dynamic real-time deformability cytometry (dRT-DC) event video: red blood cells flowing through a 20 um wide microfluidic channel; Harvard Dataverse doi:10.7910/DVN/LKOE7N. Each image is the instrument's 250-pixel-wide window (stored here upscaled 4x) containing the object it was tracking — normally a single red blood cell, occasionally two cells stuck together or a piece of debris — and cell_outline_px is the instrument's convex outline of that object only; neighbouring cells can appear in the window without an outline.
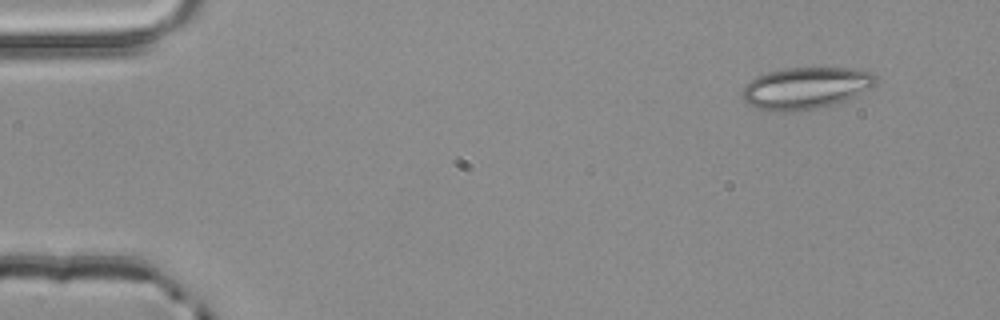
{"species": "common noctule bat (a hibernating species)", "species_latin": "Nyctalus noctula", "temperature_condition": "room temperature", "stored_images_in_passage": 2, "camera_frame_rate_fps": 3000, "um_per_image_px": 0.085, "animal": {"sex": "male", "body_mass_g": 20.4}, "frame": {"image": 1, "passage_image": 2, "time_ms": 0.333, "image_size_px": [1000, 320], "cell_outline_px": [[876, 84], [856, 96], [832, 104], [816, 108], [792, 112], [780, 112], [756, 108], [748, 104], [744, 100], [740, 92], [744, 84], [756, 76], [768, 72], [784, 68], [852, 68], [872, 72], [876, 76]], "centroid_in_image_um": [68.45, 7.48], "position_along_channel_um": 16.6, "area_um2": 32.66}}